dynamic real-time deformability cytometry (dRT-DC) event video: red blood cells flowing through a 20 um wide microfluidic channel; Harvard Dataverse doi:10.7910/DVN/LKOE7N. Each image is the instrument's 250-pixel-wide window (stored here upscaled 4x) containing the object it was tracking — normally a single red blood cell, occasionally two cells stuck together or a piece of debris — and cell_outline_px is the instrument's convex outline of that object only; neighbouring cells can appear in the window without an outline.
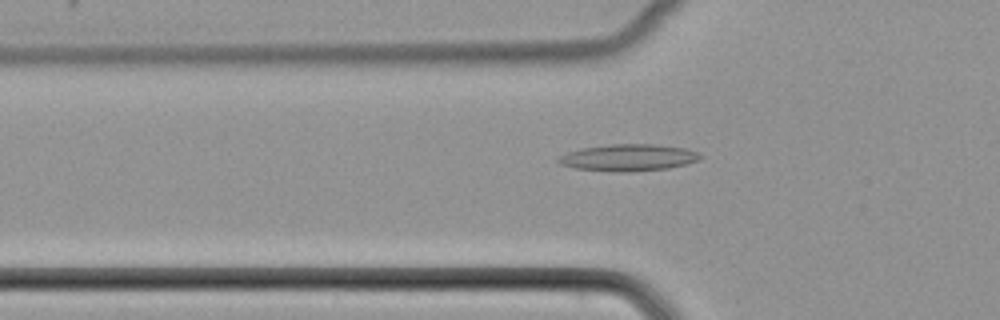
{"species": "common noctule bat (a hibernating species)", "species_latin": "Nyctalus noctula", "temperature_condition": "cold", "stored_images_in_passage": 41, "camera_frame_rate_fps": 3000, "um_per_image_px": 0.085, "animal": {"sex": "female", "body_mass_g": 22.7, "forearm_length_mm": 54.2}, "frame": {"image": 1, "passage_image": 8, "time_ms": 2.333, "image_size_px": [1000, 320], "cell_outline_px": [[704, 156], [700, 160], [668, 168], [628, 172], [612, 172], [576, 168], [560, 164], [556, 160], [560, 156], [568, 152], [580, 148], [608, 144], [652, 144], [684, 148], [696, 152]], "centroid_in_image_um": [53.39, 13.39], "position_along_channel_um": 72.4, "area_um2": 22.14}}
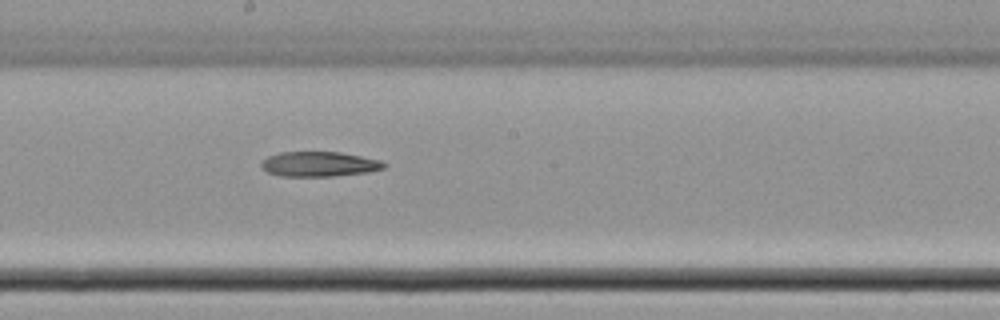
{"frame": {"image": 2, "passage_image": 19, "time_ms": 6.0, "image_size_px": [1000, 320], "cell_outline_px": [[388, 164], [384, 168], [368, 172], [336, 176], [280, 176], [268, 172], [260, 164], [260, 160], [268, 156], [280, 152], [340, 152], [380, 160]], "centroid_in_image_um": [27.13, 13.95], "position_along_channel_um": 221.1, "area_um2": 17.86}}
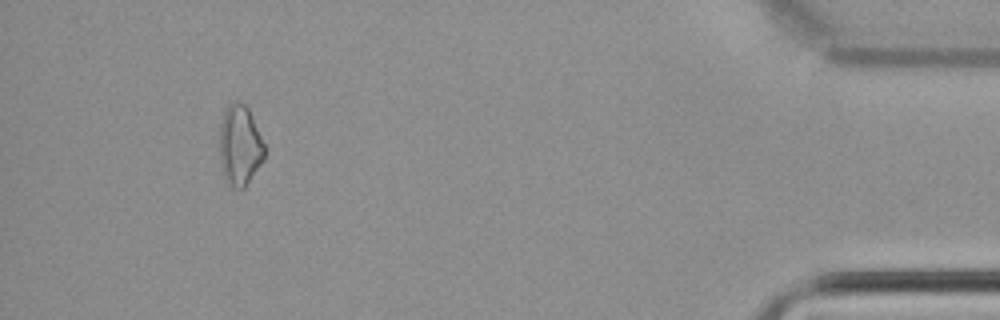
{"frame": {"image": 3, "passage_image": 38, "time_ms": 12.333, "image_size_px": [1000, 320], "cell_outline_px": [[264, 160], [244, 188], [240, 192], [232, 188], [224, 176], [220, 160], [220, 124], [224, 108], [232, 100], [240, 100], [248, 108], [264, 144]], "centroid_in_image_um": [20.37, 12.35], "position_along_channel_um": 414.8, "area_um2": 21.27}}